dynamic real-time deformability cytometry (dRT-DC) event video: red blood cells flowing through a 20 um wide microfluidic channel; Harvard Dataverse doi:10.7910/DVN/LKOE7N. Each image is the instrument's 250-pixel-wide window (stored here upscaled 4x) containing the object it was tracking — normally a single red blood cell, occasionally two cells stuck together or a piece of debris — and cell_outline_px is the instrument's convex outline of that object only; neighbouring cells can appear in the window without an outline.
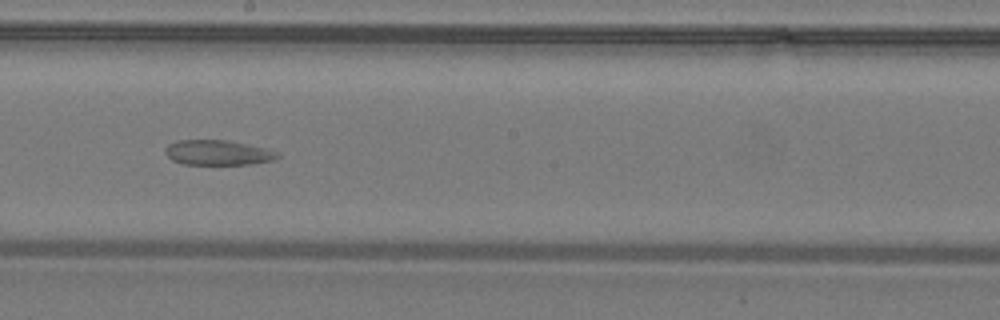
{"species": "common noctule bat (a hibernating species)", "species_latin": "Nyctalus noctula", "temperature_condition": "warm", "stored_images_in_passage": 34, "camera_frame_rate_fps": 3000, "um_per_image_px": 0.085, "animal": {"sex": "male", "body_mass_g": 19.2, "forearm_length_mm": 51.8}, "frame": {"image": 1, "passage_image": 17, "time_ms": 5.333, "image_size_px": [1000, 320], "cell_outline_px": [[280, 156], [272, 160], [248, 164], [184, 164], [172, 160], [164, 152], [164, 148], [168, 144], [176, 140], [228, 140], [264, 148], [280, 152]], "centroid_in_image_um": [18.48, 12.96], "position_along_channel_um": 229.7, "area_um2": 16.3}}
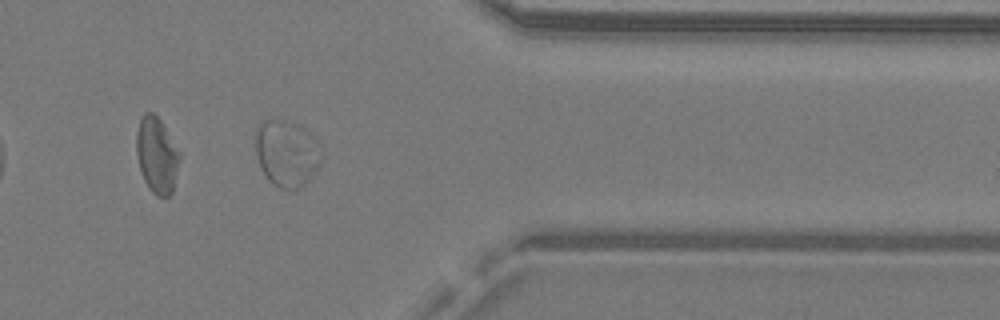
{"frame": {"image": 2, "passage_image": 27, "time_ms": 8.667, "image_size_px": [1000, 320], "cell_outline_px": [[316, 168], [304, 184], [296, 188], [280, 188], [268, 180], [260, 168], [256, 156], [256, 128], [264, 120], [284, 120], [304, 128], [316, 140]], "centroid_in_image_um": [24.26, 13.01], "position_along_channel_um": 387.1, "area_um2": 24.39}}
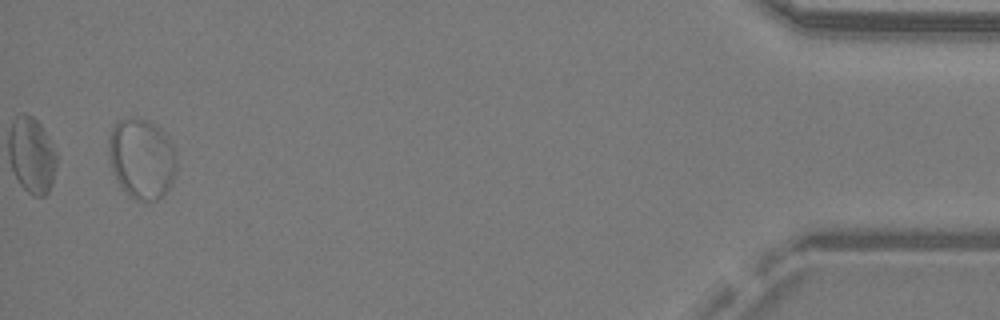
{"frame": {"image": 3, "passage_image": 33, "time_ms": 10.667, "image_size_px": [1000, 320], "cell_outline_px": [[176, 168], [172, 180], [168, 188], [156, 200], [144, 204], [136, 200], [120, 184], [112, 172], [108, 148], [108, 144], [112, 128], [120, 120], [148, 120], [160, 128], [168, 140], [172, 148], [176, 160]], "centroid_in_image_um": [12.03, 13.52], "position_along_channel_um": 423.2, "area_um2": 30.98}}